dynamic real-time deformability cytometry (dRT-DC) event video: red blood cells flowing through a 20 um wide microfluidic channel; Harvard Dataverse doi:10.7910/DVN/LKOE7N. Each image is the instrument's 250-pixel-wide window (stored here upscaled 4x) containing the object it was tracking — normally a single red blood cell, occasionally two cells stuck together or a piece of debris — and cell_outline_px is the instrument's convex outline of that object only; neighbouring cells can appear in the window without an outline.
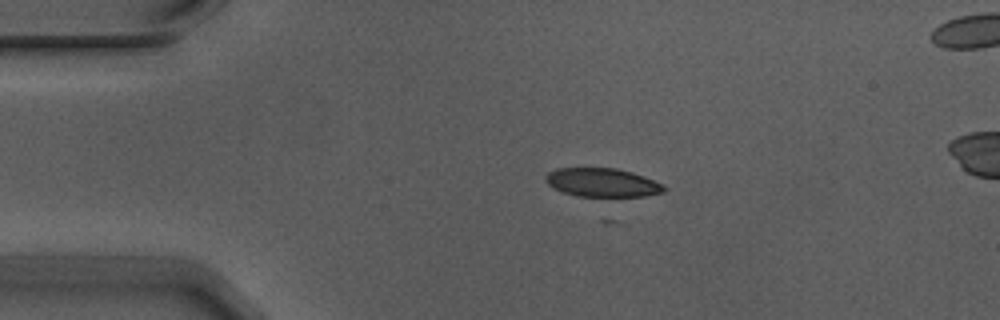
{"species": "Egyptian fruit bat (a non-hibernating species)", "species_latin": "Rousettus aegyptiacus", "temperature_condition": "warm", "stored_images_in_passage": 6, "camera_frame_rate_fps": 3000, "um_per_image_px": 0.085, "animal": {"sex": "male"}, "frame": {"image": 1, "passage_image": 4, "time_ms": 1.0, "image_size_px": [1000, 320], "cell_outline_px": [[668, 188], [664, 192], [644, 196], [576, 196], [552, 188], [544, 180], [544, 176], [548, 172], [556, 168], [616, 168], [632, 172], [644, 176]], "centroid_in_image_um": [51.15, 15.51], "position_along_channel_um": 33.8, "area_um2": 19.77}}